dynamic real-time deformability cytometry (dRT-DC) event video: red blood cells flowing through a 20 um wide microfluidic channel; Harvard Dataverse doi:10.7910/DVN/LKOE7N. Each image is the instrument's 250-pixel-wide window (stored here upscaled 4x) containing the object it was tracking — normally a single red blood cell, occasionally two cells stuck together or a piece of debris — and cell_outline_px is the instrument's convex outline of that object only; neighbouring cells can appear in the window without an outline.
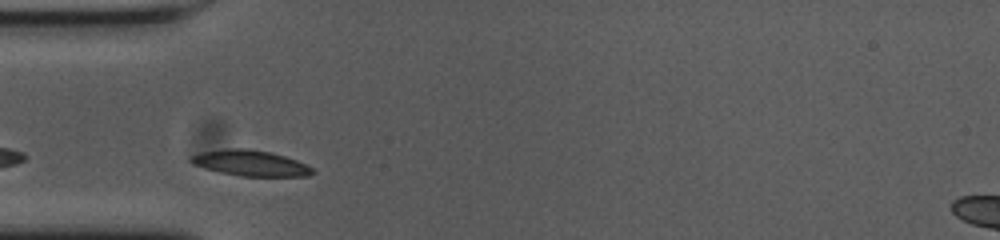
{"species": "common noctule bat (a hibernating species)", "species_latin": "Nyctalus noctula", "temperature_condition": "cold", "stored_images_in_passage": 31, "camera_frame_rate_fps": 3000, "um_per_image_px": 0.085, "animal": {"sex": "female", "body_mass_g": 23.0, "forearm_length_mm": 53.4}, "frame": {"image": 1, "passage_image": 4, "time_ms": 1.0, "image_size_px": [1000, 240], "cell_outline_px": [[316, 172], [308, 176], [240, 176], [220, 172], [204, 168], [192, 164], [188, 160], [188, 156], [200, 152], [224, 148], [248, 148], [268, 152], [284, 156], [296, 160], [312, 168]], "centroid_in_image_um": [21.22, 13.86], "position_along_channel_um": 63.8, "area_um2": 18.32}}
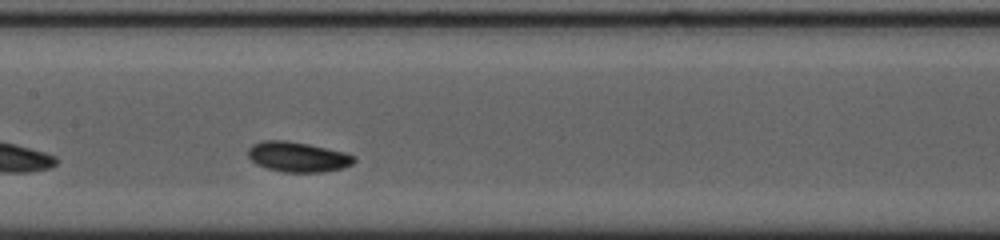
{"frame": {"image": 2, "passage_image": 14, "time_ms": 4.333, "image_size_px": [1000, 240], "cell_outline_px": [[356, 160], [352, 164], [344, 168], [324, 172], [284, 172], [268, 168], [256, 164], [248, 156], [248, 148], [252, 144], [260, 140], [284, 140], [308, 144], [344, 152], [356, 156]], "centroid_in_image_um": [25.31, 13.33], "position_along_channel_um": 182.1, "area_um2": 18.67}}
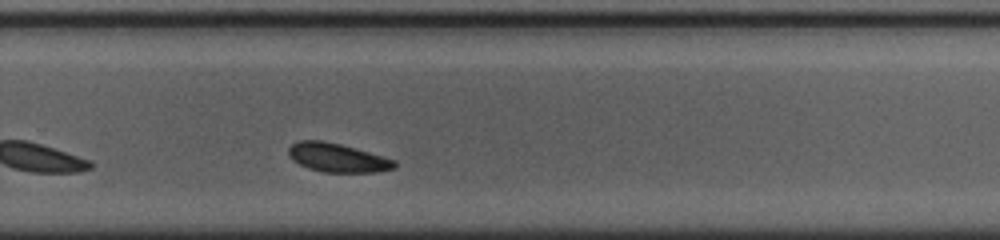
{"frame": {"image": 3, "passage_image": 24, "time_ms": 7.667, "image_size_px": [1000, 240], "cell_outline_px": [[396, 168], [376, 172], [324, 172], [308, 168], [292, 160], [288, 156], [288, 148], [296, 140], [324, 140], [356, 148], [384, 156], [396, 160]], "centroid_in_image_um": [28.67, 13.39], "position_along_channel_um": 301.1, "area_um2": 17.98}, "authors_computed_cell_mechanics": {"area_um2": 17.9758, "velocity_mm_per_s": 3.5752, "shape_relaxation_time_tau1_ms": 2.6662, "shape_relaxation_time_tau2_ms": null, "deformation_change_tau1": 0.1178, "deformation_change_tau2": null}}